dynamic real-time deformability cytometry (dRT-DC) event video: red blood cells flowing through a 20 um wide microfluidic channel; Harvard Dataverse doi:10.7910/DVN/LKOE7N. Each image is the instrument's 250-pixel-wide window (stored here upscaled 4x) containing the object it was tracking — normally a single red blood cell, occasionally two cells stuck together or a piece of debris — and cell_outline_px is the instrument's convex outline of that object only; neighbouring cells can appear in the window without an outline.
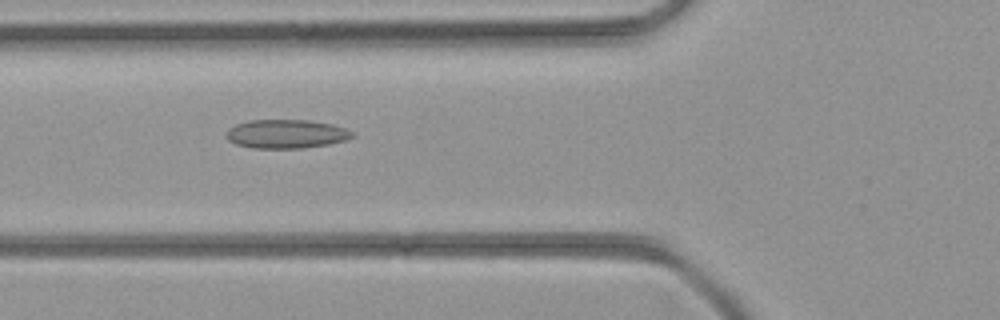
{"species": "common noctule bat (a hibernating species)", "species_latin": "Nyctalus noctula", "temperature_condition": "room temperature", "stored_images_in_passage": 43, "camera_frame_rate_fps": 3000, "um_per_image_px": 0.085, "animal": {"sex": "female", "body_mass_g": 21.9}, "frame": {"image": 1, "passage_image": 16, "time_ms": 5.0, "image_size_px": [1000, 320], "cell_outline_px": [[356, 136], [344, 140], [328, 144], [300, 148], [256, 148], [236, 144], [228, 140], [228, 128], [236, 124], [248, 120], [308, 120], [332, 124], [344, 128], [352, 132]], "centroid_in_image_um": [24.33, 11.37], "position_along_channel_um": 101.5, "area_um2": 20.92}}
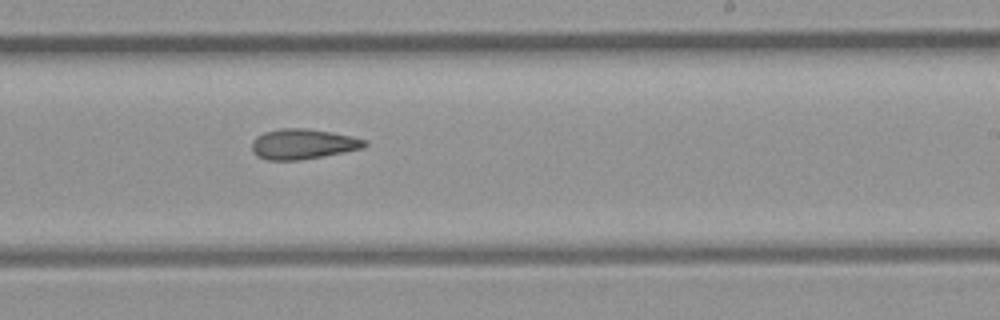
{"frame": {"image": 2, "passage_image": 26, "time_ms": 8.333, "image_size_px": [1000, 320], "cell_outline_px": [[368, 144], [364, 148], [300, 160], [268, 160], [256, 156], [252, 152], [252, 140], [256, 136], [264, 132], [280, 128], [308, 128], [332, 132], [352, 136], [368, 140]], "centroid_in_image_um": [25.74, 12.23], "position_along_channel_um": 263.3, "area_um2": 20.06}}
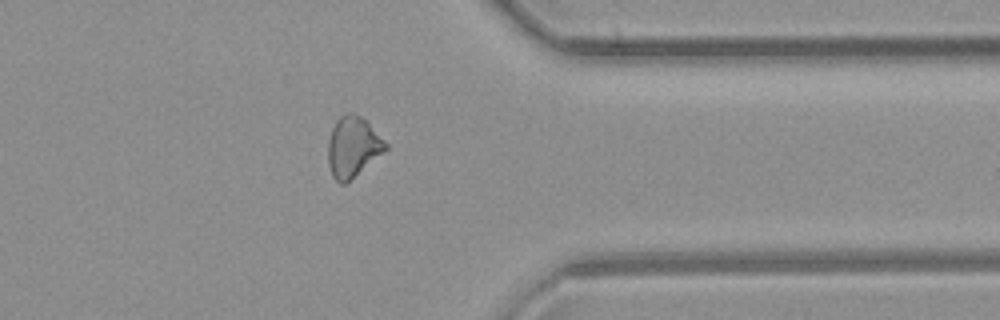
{"frame": {"image": 3, "passage_image": 34, "time_ms": 11.0, "image_size_px": [1000, 320], "cell_outline_px": [[388, 148], [384, 152], [344, 184], [340, 184], [332, 176], [328, 164], [328, 140], [332, 128], [336, 120], [344, 112], [352, 112], [360, 116], [388, 144]], "centroid_in_image_um": [29.96, 12.47], "position_along_channel_um": 381.4, "area_um2": 20.0}}